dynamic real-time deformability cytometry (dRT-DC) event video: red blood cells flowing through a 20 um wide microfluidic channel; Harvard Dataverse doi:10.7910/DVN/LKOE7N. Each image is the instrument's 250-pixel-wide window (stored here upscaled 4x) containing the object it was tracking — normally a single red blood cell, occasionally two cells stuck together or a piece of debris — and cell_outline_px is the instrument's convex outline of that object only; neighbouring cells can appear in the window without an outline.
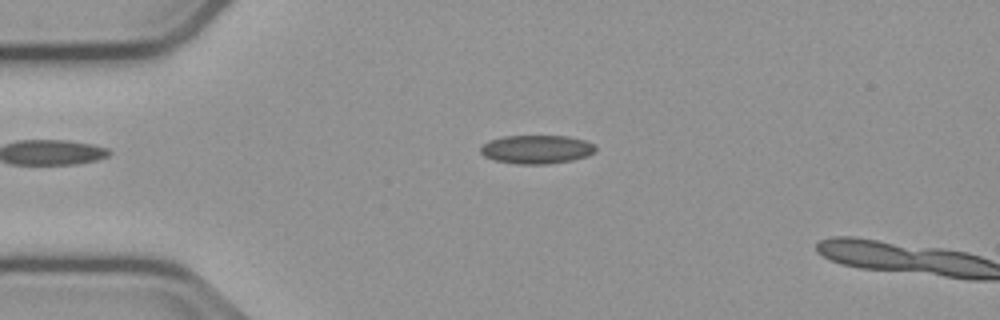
{"species": "common noctule bat (a hibernating species)", "species_latin": "Nyctalus noctula", "temperature_condition": "cold", "stored_images_in_passage": 14, "camera_frame_rate_fps": 3000, "um_per_image_px": 0.085, "animal": {"sex": "male", "body_mass_g": 23.1, "forearm_length_mm": 52.7}, "frame": {"image": 1, "passage_image": 12, "time_ms": 3.667, "image_size_px": [1000, 320], "cell_outline_px": [[596, 152], [588, 156], [572, 160], [548, 164], [516, 164], [496, 160], [484, 156], [480, 152], [480, 148], [488, 140], [504, 136], [568, 136], [584, 140], [592, 144], [596, 148]], "centroid_in_image_um": [45.62, 12.7], "position_along_channel_um": 39.4, "area_um2": 19.19}}